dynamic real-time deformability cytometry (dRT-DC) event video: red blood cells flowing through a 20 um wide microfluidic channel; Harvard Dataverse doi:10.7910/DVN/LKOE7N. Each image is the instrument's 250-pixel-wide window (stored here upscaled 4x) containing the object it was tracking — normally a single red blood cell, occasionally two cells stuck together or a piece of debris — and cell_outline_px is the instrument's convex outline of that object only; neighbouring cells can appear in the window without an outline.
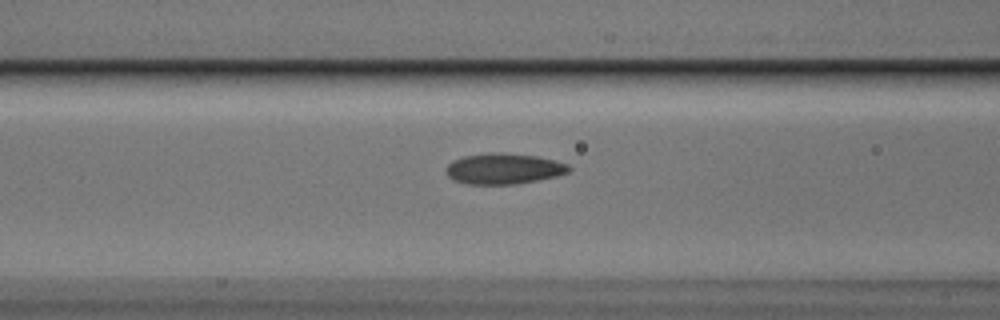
{"species": "Egyptian fruit bat (a non-hibernating species)", "species_latin": "Rousettus aegyptiacus", "temperature_condition": "cold", "stored_images_in_passage": 7, "camera_frame_rate_fps": 3000, "um_per_image_px": 0.085, "animal": {"sex": "male"}, "frame": {"image": 1, "passage_image": 5, "time_ms": 1.333, "image_size_px": [1000, 320], "cell_outline_px": [[572, 168], [568, 172], [556, 176], [516, 184], [468, 184], [452, 180], [444, 172], [448, 164], [452, 160], [464, 156], [488, 152], [500, 152], [536, 156], [568, 164]], "centroid_in_image_um": [42.76, 14.33], "position_along_channel_um": 123.8, "area_um2": 22.08}}